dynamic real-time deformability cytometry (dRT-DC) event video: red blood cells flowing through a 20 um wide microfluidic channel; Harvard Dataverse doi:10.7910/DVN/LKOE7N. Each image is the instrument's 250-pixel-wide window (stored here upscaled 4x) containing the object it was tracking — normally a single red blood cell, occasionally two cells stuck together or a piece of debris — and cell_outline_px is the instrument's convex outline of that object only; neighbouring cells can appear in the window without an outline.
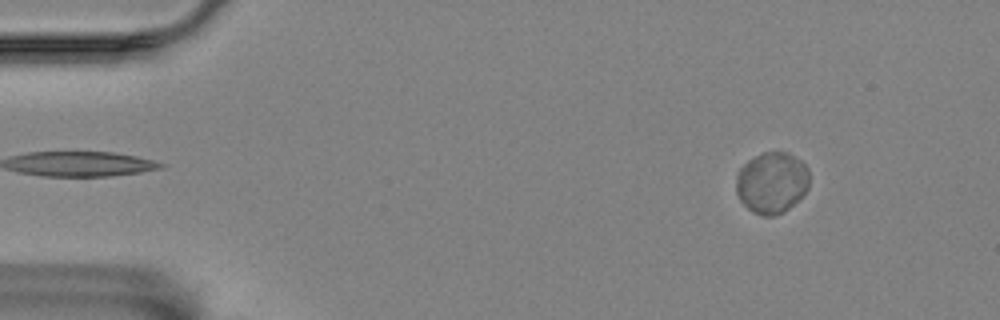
{"species": "Egyptian fruit bat (a non-hibernating species)", "species_latin": "Rousettus aegyptiacus", "temperature_condition": "room temperature", "stored_images_in_passage": 4, "camera_frame_rate_fps": 3000, "um_per_image_px": 0.085, "animal": {"sex": "female"}, "frame": {"image": 1, "passage_image": 4, "time_ms": 3.333, "image_size_px": [1000, 320], "cell_outline_px": [[808, 188], [784, 212], [776, 216], [760, 216], [752, 212], [740, 200], [736, 192], [736, 176], [740, 168], [748, 160], [764, 152], [784, 152], [800, 160], [808, 168]], "centroid_in_image_um": [65.57, 15.54], "position_along_channel_um": 19.4, "area_um2": 25.95}}